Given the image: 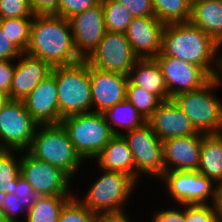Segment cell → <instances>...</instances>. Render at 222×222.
<instances>
[{
  "instance_id": "obj_1",
  "label": "cell",
  "mask_w": 222,
  "mask_h": 222,
  "mask_svg": "<svg viewBox=\"0 0 222 222\" xmlns=\"http://www.w3.org/2000/svg\"><path fill=\"white\" fill-rule=\"evenodd\" d=\"M220 45L190 22L165 24L162 53L200 66L211 78L218 77Z\"/></svg>"
},
{
  "instance_id": "obj_2",
  "label": "cell",
  "mask_w": 222,
  "mask_h": 222,
  "mask_svg": "<svg viewBox=\"0 0 222 222\" xmlns=\"http://www.w3.org/2000/svg\"><path fill=\"white\" fill-rule=\"evenodd\" d=\"M26 54L42 59L52 67L82 60L75 49L68 19L56 14L34 15Z\"/></svg>"
},
{
  "instance_id": "obj_3",
  "label": "cell",
  "mask_w": 222,
  "mask_h": 222,
  "mask_svg": "<svg viewBox=\"0 0 222 222\" xmlns=\"http://www.w3.org/2000/svg\"><path fill=\"white\" fill-rule=\"evenodd\" d=\"M98 171L100 174L97 179L94 177L87 192L82 197L75 194V197L96 215L125 212L129 203L127 201L134 197L138 183L122 172Z\"/></svg>"
},
{
  "instance_id": "obj_4",
  "label": "cell",
  "mask_w": 222,
  "mask_h": 222,
  "mask_svg": "<svg viewBox=\"0 0 222 222\" xmlns=\"http://www.w3.org/2000/svg\"><path fill=\"white\" fill-rule=\"evenodd\" d=\"M27 151L35 158L60 168L73 180L86 164L61 123L38 125Z\"/></svg>"
},
{
  "instance_id": "obj_5",
  "label": "cell",
  "mask_w": 222,
  "mask_h": 222,
  "mask_svg": "<svg viewBox=\"0 0 222 222\" xmlns=\"http://www.w3.org/2000/svg\"><path fill=\"white\" fill-rule=\"evenodd\" d=\"M61 118L92 112L90 65L85 59L53 67Z\"/></svg>"
},
{
  "instance_id": "obj_6",
  "label": "cell",
  "mask_w": 222,
  "mask_h": 222,
  "mask_svg": "<svg viewBox=\"0 0 222 222\" xmlns=\"http://www.w3.org/2000/svg\"><path fill=\"white\" fill-rule=\"evenodd\" d=\"M221 85L213 77L201 88L172 98L198 132L222 133V100L215 93Z\"/></svg>"
},
{
  "instance_id": "obj_7",
  "label": "cell",
  "mask_w": 222,
  "mask_h": 222,
  "mask_svg": "<svg viewBox=\"0 0 222 222\" xmlns=\"http://www.w3.org/2000/svg\"><path fill=\"white\" fill-rule=\"evenodd\" d=\"M61 124L68 132L77 153L85 162L94 161L115 136L102 113L71 115L63 118Z\"/></svg>"
},
{
  "instance_id": "obj_8",
  "label": "cell",
  "mask_w": 222,
  "mask_h": 222,
  "mask_svg": "<svg viewBox=\"0 0 222 222\" xmlns=\"http://www.w3.org/2000/svg\"><path fill=\"white\" fill-rule=\"evenodd\" d=\"M132 151L135 162V181L142 182V175L160 180L164 175L163 141L152 131L150 125L128 131L122 135Z\"/></svg>"
},
{
  "instance_id": "obj_9",
  "label": "cell",
  "mask_w": 222,
  "mask_h": 222,
  "mask_svg": "<svg viewBox=\"0 0 222 222\" xmlns=\"http://www.w3.org/2000/svg\"><path fill=\"white\" fill-rule=\"evenodd\" d=\"M20 175L29 182L35 196H75L72 178L60 168L21 151Z\"/></svg>"
},
{
  "instance_id": "obj_10",
  "label": "cell",
  "mask_w": 222,
  "mask_h": 222,
  "mask_svg": "<svg viewBox=\"0 0 222 222\" xmlns=\"http://www.w3.org/2000/svg\"><path fill=\"white\" fill-rule=\"evenodd\" d=\"M163 183L165 193L171 203L179 205L212 204L216 192V184L194 171H167L159 180ZM165 186V187H164Z\"/></svg>"
},
{
  "instance_id": "obj_11",
  "label": "cell",
  "mask_w": 222,
  "mask_h": 222,
  "mask_svg": "<svg viewBox=\"0 0 222 222\" xmlns=\"http://www.w3.org/2000/svg\"><path fill=\"white\" fill-rule=\"evenodd\" d=\"M38 125L23 101L9 99L0 110V139L3 147L6 150L27 151Z\"/></svg>"
},
{
  "instance_id": "obj_12",
  "label": "cell",
  "mask_w": 222,
  "mask_h": 222,
  "mask_svg": "<svg viewBox=\"0 0 222 222\" xmlns=\"http://www.w3.org/2000/svg\"><path fill=\"white\" fill-rule=\"evenodd\" d=\"M138 59L125 33L106 32L98 46L85 60L96 69L128 76Z\"/></svg>"
},
{
  "instance_id": "obj_13",
  "label": "cell",
  "mask_w": 222,
  "mask_h": 222,
  "mask_svg": "<svg viewBox=\"0 0 222 222\" xmlns=\"http://www.w3.org/2000/svg\"><path fill=\"white\" fill-rule=\"evenodd\" d=\"M155 59L161 67L171 99L181 93L199 89L211 79L196 64L165 56L162 52Z\"/></svg>"
},
{
  "instance_id": "obj_14",
  "label": "cell",
  "mask_w": 222,
  "mask_h": 222,
  "mask_svg": "<svg viewBox=\"0 0 222 222\" xmlns=\"http://www.w3.org/2000/svg\"><path fill=\"white\" fill-rule=\"evenodd\" d=\"M74 46L82 59L98 46L106 34L102 2L68 18Z\"/></svg>"
},
{
  "instance_id": "obj_15",
  "label": "cell",
  "mask_w": 222,
  "mask_h": 222,
  "mask_svg": "<svg viewBox=\"0 0 222 222\" xmlns=\"http://www.w3.org/2000/svg\"><path fill=\"white\" fill-rule=\"evenodd\" d=\"M92 112L104 113L126 99L128 76L90 66Z\"/></svg>"
},
{
  "instance_id": "obj_16",
  "label": "cell",
  "mask_w": 222,
  "mask_h": 222,
  "mask_svg": "<svg viewBox=\"0 0 222 222\" xmlns=\"http://www.w3.org/2000/svg\"><path fill=\"white\" fill-rule=\"evenodd\" d=\"M203 135L199 132L163 140L164 172L198 170Z\"/></svg>"
},
{
  "instance_id": "obj_17",
  "label": "cell",
  "mask_w": 222,
  "mask_h": 222,
  "mask_svg": "<svg viewBox=\"0 0 222 222\" xmlns=\"http://www.w3.org/2000/svg\"><path fill=\"white\" fill-rule=\"evenodd\" d=\"M164 27L156 16L133 17L125 36L139 58H155L162 51Z\"/></svg>"
},
{
  "instance_id": "obj_18",
  "label": "cell",
  "mask_w": 222,
  "mask_h": 222,
  "mask_svg": "<svg viewBox=\"0 0 222 222\" xmlns=\"http://www.w3.org/2000/svg\"><path fill=\"white\" fill-rule=\"evenodd\" d=\"M57 95L56 77L51 73L23 100L26 110L39 125L61 123Z\"/></svg>"
},
{
  "instance_id": "obj_19",
  "label": "cell",
  "mask_w": 222,
  "mask_h": 222,
  "mask_svg": "<svg viewBox=\"0 0 222 222\" xmlns=\"http://www.w3.org/2000/svg\"><path fill=\"white\" fill-rule=\"evenodd\" d=\"M53 67L42 59L22 53L15 60L9 99L23 101L31 91L52 73Z\"/></svg>"
},
{
  "instance_id": "obj_20",
  "label": "cell",
  "mask_w": 222,
  "mask_h": 222,
  "mask_svg": "<svg viewBox=\"0 0 222 222\" xmlns=\"http://www.w3.org/2000/svg\"><path fill=\"white\" fill-rule=\"evenodd\" d=\"M147 123L162 141L199 133L173 99L162 101Z\"/></svg>"
},
{
  "instance_id": "obj_21",
  "label": "cell",
  "mask_w": 222,
  "mask_h": 222,
  "mask_svg": "<svg viewBox=\"0 0 222 222\" xmlns=\"http://www.w3.org/2000/svg\"><path fill=\"white\" fill-rule=\"evenodd\" d=\"M94 160L99 169L122 172L135 180L133 154L122 135H115Z\"/></svg>"
},
{
  "instance_id": "obj_22",
  "label": "cell",
  "mask_w": 222,
  "mask_h": 222,
  "mask_svg": "<svg viewBox=\"0 0 222 222\" xmlns=\"http://www.w3.org/2000/svg\"><path fill=\"white\" fill-rule=\"evenodd\" d=\"M128 80L155 94L161 101L171 99L161 67L155 58H139L130 70Z\"/></svg>"
},
{
  "instance_id": "obj_23",
  "label": "cell",
  "mask_w": 222,
  "mask_h": 222,
  "mask_svg": "<svg viewBox=\"0 0 222 222\" xmlns=\"http://www.w3.org/2000/svg\"><path fill=\"white\" fill-rule=\"evenodd\" d=\"M189 22L222 44V0H192Z\"/></svg>"
},
{
  "instance_id": "obj_24",
  "label": "cell",
  "mask_w": 222,
  "mask_h": 222,
  "mask_svg": "<svg viewBox=\"0 0 222 222\" xmlns=\"http://www.w3.org/2000/svg\"><path fill=\"white\" fill-rule=\"evenodd\" d=\"M197 171L216 185L222 183V133L203 135Z\"/></svg>"
},
{
  "instance_id": "obj_25",
  "label": "cell",
  "mask_w": 222,
  "mask_h": 222,
  "mask_svg": "<svg viewBox=\"0 0 222 222\" xmlns=\"http://www.w3.org/2000/svg\"><path fill=\"white\" fill-rule=\"evenodd\" d=\"M103 114L115 135H123L147 123V119L127 99L114 105Z\"/></svg>"
},
{
  "instance_id": "obj_26",
  "label": "cell",
  "mask_w": 222,
  "mask_h": 222,
  "mask_svg": "<svg viewBox=\"0 0 222 222\" xmlns=\"http://www.w3.org/2000/svg\"><path fill=\"white\" fill-rule=\"evenodd\" d=\"M74 196H37L28 206L24 222H58L64 205Z\"/></svg>"
},
{
  "instance_id": "obj_27",
  "label": "cell",
  "mask_w": 222,
  "mask_h": 222,
  "mask_svg": "<svg viewBox=\"0 0 222 222\" xmlns=\"http://www.w3.org/2000/svg\"><path fill=\"white\" fill-rule=\"evenodd\" d=\"M155 16L164 24L189 22L192 0H152Z\"/></svg>"
},
{
  "instance_id": "obj_28",
  "label": "cell",
  "mask_w": 222,
  "mask_h": 222,
  "mask_svg": "<svg viewBox=\"0 0 222 222\" xmlns=\"http://www.w3.org/2000/svg\"><path fill=\"white\" fill-rule=\"evenodd\" d=\"M20 154V150L0 152V192L14 194L16 191L17 177L20 175Z\"/></svg>"
},
{
  "instance_id": "obj_29",
  "label": "cell",
  "mask_w": 222,
  "mask_h": 222,
  "mask_svg": "<svg viewBox=\"0 0 222 222\" xmlns=\"http://www.w3.org/2000/svg\"><path fill=\"white\" fill-rule=\"evenodd\" d=\"M32 21L33 17L0 19V28L22 53H26L30 43Z\"/></svg>"
},
{
  "instance_id": "obj_30",
  "label": "cell",
  "mask_w": 222,
  "mask_h": 222,
  "mask_svg": "<svg viewBox=\"0 0 222 222\" xmlns=\"http://www.w3.org/2000/svg\"><path fill=\"white\" fill-rule=\"evenodd\" d=\"M107 32L125 33L133 19L129 10L115 0H101Z\"/></svg>"
},
{
  "instance_id": "obj_31",
  "label": "cell",
  "mask_w": 222,
  "mask_h": 222,
  "mask_svg": "<svg viewBox=\"0 0 222 222\" xmlns=\"http://www.w3.org/2000/svg\"><path fill=\"white\" fill-rule=\"evenodd\" d=\"M126 99L133 104L138 112L148 119L161 104V100L153 93L146 91L143 87L127 82Z\"/></svg>"
},
{
  "instance_id": "obj_32",
  "label": "cell",
  "mask_w": 222,
  "mask_h": 222,
  "mask_svg": "<svg viewBox=\"0 0 222 222\" xmlns=\"http://www.w3.org/2000/svg\"><path fill=\"white\" fill-rule=\"evenodd\" d=\"M96 216L74 196L62 208L58 222H95Z\"/></svg>"
},
{
  "instance_id": "obj_33",
  "label": "cell",
  "mask_w": 222,
  "mask_h": 222,
  "mask_svg": "<svg viewBox=\"0 0 222 222\" xmlns=\"http://www.w3.org/2000/svg\"><path fill=\"white\" fill-rule=\"evenodd\" d=\"M28 206V203L22 201L15 194L6 193L2 212L7 222H24L28 214Z\"/></svg>"
},
{
  "instance_id": "obj_34",
  "label": "cell",
  "mask_w": 222,
  "mask_h": 222,
  "mask_svg": "<svg viewBox=\"0 0 222 222\" xmlns=\"http://www.w3.org/2000/svg\"><path fill=\"white\" fill-rule=\"evenodd\" d=\"M34 15L29 0H0V19Z\"/></svg>"
},
{
  "instance_id": "obj_35",
  "label": "cell",
  "mask_w": 222,
  "mask_h": 222,
  "mask_svg": "<svg viewBox=\"0 0 222 222\" xmlns=\"http://www.w3.org/2000/svg\"><path fill=\"white\" fill-rule=\"evenodd\" d=\"M185 222H218L212 204L184 205Z\"/></svg>"
},
{
  "instance_id": "obj_36",
  "label": "cell",
  "mask_w": 222,
  "mask_h": 222,
  "mask_svg": "<svg viewBox=\"0 0 222 222\" xmlns=\"http://www.w3.org/2000/svg\"><path fill=\"white\" fill-rule=\"evenodd\" d=\"M101 0H59L55 13L65 19L98 5Z\"/></svg>"
},
{
  "instance_id": "obj_37",
  "label": "cell",
  "mask_w": 222,
  "mask_h": 222,
  "mask_svg": "<svg viewBox=\"0 0 222 222\" xmlns=\"http://www.w3.org/2000/svg\"><path fill=\"white\" fill-rule=\"evenodd\" d=\"M165 208V209H164ZM151 214V222H185L184 205L174 204L172 207H164Z\"/></svg>"
},
{
  "instance_id": "obj_38",
  "label": "cell",
  "mask_w": 222,
  "mask_h": 222,
  "mask_svg": "<svg viewBox=\"0 0 222 222\" xmlns=\"http://www.w3.org/2000/svg\"><path fill=\"white\" fill-rule=\"evenodd\" d=\"M122 3L133 17L155 16L152 0H115Z\"/></svg>"
},
{
  "instance_id": "obj_39",
  "label": "cell",
  "mask_w": 222,
  "mask_h": 222,
  "mask_svg": "<svg viewBox=\"0 0 222 222\" xmlns=\"http://www.w3.org/2000/svg\"><path fill=\"white\" fill-rule=\"evenodd\" d=\"M15 71V60H0V91L9 95Z\"/></svg>"
},
{
  "instance_id": "obj_40",
  "label": "cell",
  "mask_w": 222,
  "mask_h": 222,
  "mask_svg": "<svg viewBox=\"0 0 222 222\" xmlns=\"http://www.w3.org/2000/svg\"><path fill=\"white\" fill-rule=\"evenodd\" d=\"M22 52L0 28V60H16Z\"/></svg>"
},
{
  "instance_id": "obj_41",
  "label": "cell",
  "mask_w": 222,
  "mask_h": 222,
  "mask_svg": "<svg viewBox=\"0 0 222 222\" xmlns=\"http://www.w3.org/2000/svg\"><path fill=\"white\" fill-rule=\"evenodd\" d=\"M32 11L38 14H55L58 10L59 0H29Z\"/></svg>"
},
{
  "instance_id": "obj_42",
  "label": "cell",
  "mask_w": 222,
  "mask_h": 222,
  "mask_svg": "<svg viewBox=\"0 0 222 222\" xmlns=\"http://www.w3.org/2000/svg\"><path fill=\"white\" fill-rule=\"evenodd\" d=\"M14 194L28 204L32 203L36 197L29 182L22 178L21 175L17 177V189Z\"/></svg>"
},
{
  "instance_id": "obj_43",
  "label": "cell",
  "mask_w": 222,
  "mask_h": 222,
  "mask_svg": "<svg viewBox=\"0 0 222 222\" xmlns=\"http://www.w3.org/2000/svg\"><path fill=\"white\" fill-rule=\"evenodd\" d=\"M130 218V215L126 214V212L98 214L95 222H135Z\"/></svg>"
},
{
  "instance_id": "obj_44",
  "label": "cell",
  "mask_w": 222,
  "mask_h": 222,
  "mask_svg": "<svg viewBox=\"0 0 222 222\" xmlns=\"http://www.w3.org/2000/svg\"><path fill=\"white\" fill-rule=\"evenodd\" d=\"M212 205L217 214L218 222H222V183L216 185V192Z\"/></svg>"
},
{
  "instance_id": "obj_45",
  "label": "cell",
  "mask_w": 222,
  "mask_h": 222,
  "mask_svg": "<svg viewBox=\"0 0 222 222\" xmlns=\"http://www.w3.org/2000/svg\"><path fill=\"white\" fill-rule=\"evenodd\" d=\"M9 100L8 94H6L3 91H0V110L2 107L6 104V102Z\"/></svg>"
},
{
  "instance_id": "obj_46",
  "label": "cell",
  "mask_w": 222,
  "mask_h": 222,
  "mask_svg": "<svg viewBox=\"0 0 222 222\" xmlns=\"http://www.w3.org/2000/svg\"><path fill=\"white\" fill-rule=\"evenodd\" d=\"M220 50H222V44L220 45ZM222 84V51L220 52V69H219V74L217 77Z\"/></svg>"
},
{
  "instance_id": "obj_47",
  "label": "cell",
  "mask_w": 222,
  "mask_h": 222,
  "mask_svg": "<svg viewBox=\"0 0 222 222\" xmlns=\"http://www.w3.org/2000/svg\"><path fill=\"white\" fill-rule=\"evenodd\" d=\"M6 196V192H0V210L2 211V205L4 202V198Z\"/></svg>"
},
{
  "instance_id": "obj_48",
  "label": "cell",
  "mask_w": 222,
  "mask_h": 222,
  "mask_svg": "<svg viewBox=\"0 0 222 222\" xmlns=\"http://www.w3.org/2000/svg\"><path fill=\"white\" fill-rule=\"evenodd\" d=\"M0 222H7L3 212L0 210Z\"/></svg>"
},
{
  "instance_id": "obj_49",
  "label": "cell",
  "mask_w": 222,
  "mask_h": 222,
  "mask_svg": "<svg viewBox=\"0 0 222 222\" xmlns=\"http://www.w3.org/2000/svg\"><path fill=\"white\" fill-rule=\"evenodd\" d=\"M6 151V149L2 145V141L0 139V152Z\"/></svg>"
}]
</instances>
